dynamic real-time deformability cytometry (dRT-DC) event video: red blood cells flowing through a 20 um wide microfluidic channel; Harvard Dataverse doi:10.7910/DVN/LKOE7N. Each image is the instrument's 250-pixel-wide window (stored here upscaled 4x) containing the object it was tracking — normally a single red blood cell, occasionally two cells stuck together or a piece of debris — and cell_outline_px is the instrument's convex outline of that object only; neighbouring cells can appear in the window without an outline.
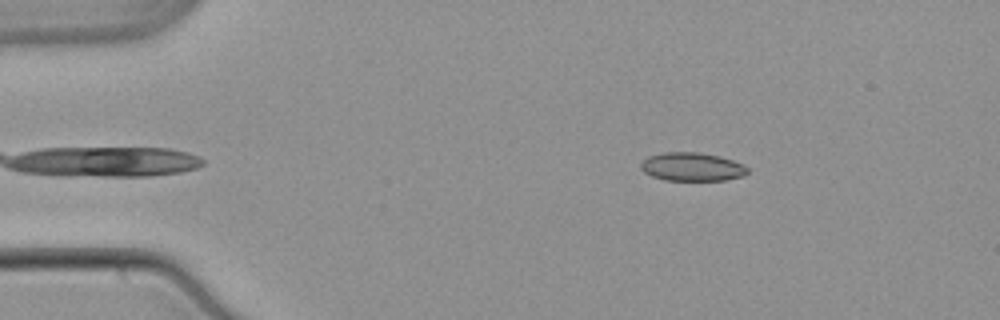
{"species": "common noctule bat (a hibernating species)", "species_latin": "Nyctalus noctula", "temperature_condition": "warm", "stored_images_in_passage": 53, "camera_frame_rate_fps": 3000, "um_per_image_px": 0.085, "animal": {"sex": "male", "body_mass_g": 21.5, "forearm_length_mm": 52.0}, "frame": {"image": 1, "passage_image": 8, "time_ms": 2.333, "image_size_px": [1000, 320], "cell_outline_px": [[748, 172], [744, 176], [724, 180], [664, 180], [652, 176], [644, 172], [640, 168], [640, 164], [648, 156], [664, 152], [700, 152], [720, 156], [744, 164], [748, 168]], "centroid_in_image_um": [58.83, 14.17], "position_along_channel_um": 26.2, "area_um2": 17.8}}
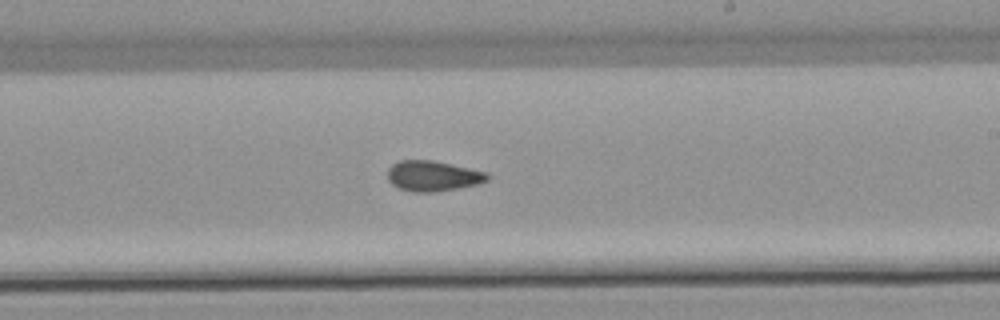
{"frame": {"image": 2, "passage_image": 31, "time_ms": 10.0, "image_size_px": [1000, 320], "cell_outline_px": [[488, 180], [476, 184], [456, 188], [432, 192], [412, 192], [400, 188], [392, 184], [388, 180], [388, 168], [392, 164], [400, 160], [432, 160], [488, 172]], "centroid_in_image_um": [36.77, 14.95], "position_along_channel_um": 252.2, "area_um2": 17.51}}
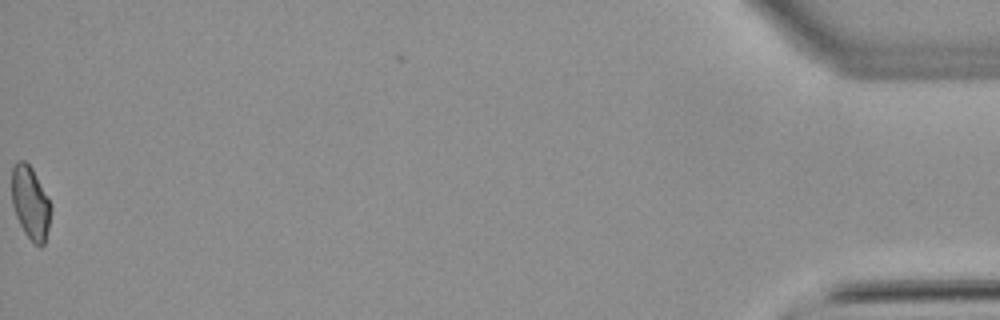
{"frame": {"image": 3, "passage_image": 53, "time_ms": 17.333, "image_size_px": [1000, 320], "cell_outline_px": [[48, 228], [44, 244], [40, 248], [24, 232], [16, 216], [12, 204], [12, 168], [16, 160], [24, 160], [32, 168], [48, 200]], "centroid_in_image_um": [2.53, 17.21], "position_along_channel_um": 432.7, "area_um2": 15.95}, "authors_computed_cell_mechanics": {"area_um2": 17.5134, "velocity_mm_per_s": 3.861, "shape_relaxation_time_tau1_ms": null, "shape_relaxation_time_tau2_ms": 2.6381, "deformation_change_tau1": null, "deformation_change_tau2": 0.0708}}